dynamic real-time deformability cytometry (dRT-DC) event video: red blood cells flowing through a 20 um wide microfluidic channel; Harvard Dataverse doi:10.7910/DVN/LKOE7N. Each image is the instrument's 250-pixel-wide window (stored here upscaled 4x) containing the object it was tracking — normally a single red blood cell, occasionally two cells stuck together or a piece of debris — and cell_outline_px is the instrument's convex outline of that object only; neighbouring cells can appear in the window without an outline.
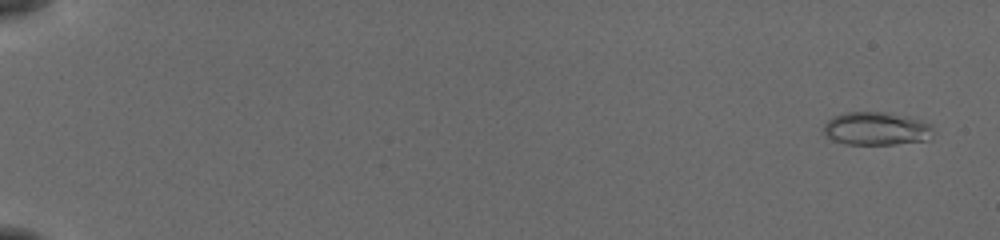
{"species": "common noctule bat (a hibernating species)", "species_latin": "Nyctalus noctula", "temperature_condition": "cold", "stored_images_in_passage": 56, "camera_frame_rate_fps": 3000, "um_per_image_px": 0.085, "animal": {"sex": "female", "body_mass_g": 19.5, "forearm_length_mm": 54.1}, "frame": {"image": 1, "passage_image": 3, "time_ms": 0.667, "image_size_px": [1000, 240], "cell_outline_px": [[932, 136], [928, 140], [896, 144], [844, 144], [832, 140], [824, 132], [824, 124], [832, 116], [848, 112], [884, 112], [908, 116], [924, 120], [932, 124]], "centroid_in_image_um": [74.52, 10.93], "position_along_channel_um": 10.5, "area_um2": 21.39}}
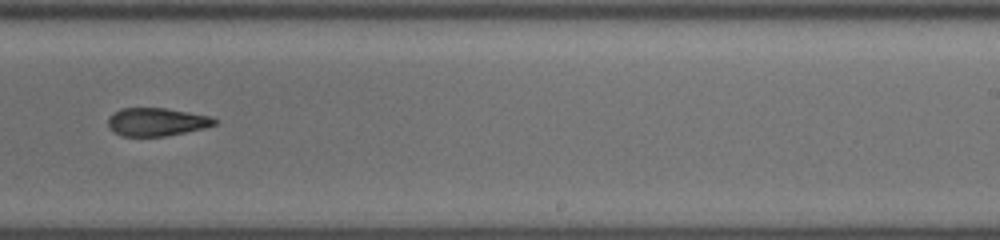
{"frame": {"image": 2, "passage_image": 38, "time_ms": 12.333, "image_size_px": [1000, 240], "cell_outline_px": [[220, 120], [216, 124], [204, 128], [164, 136], [120, 136], [108, 124], [108, 116], [120, 108], [168, 108], [212, 116]], "centroid_in_image_um": [13.36, 10.34], "position_along_channel_um": 275.6, "area_um2": 17.51}}
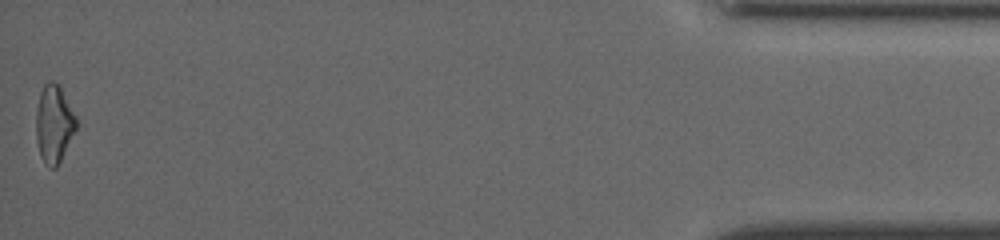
{"frame": {"image": 3, "passage_image": 56, "time_ms": 18.333, "image_size_px": [1000, 240], "cell_outline_px": [[76, 128], [56, 168], [48, 168], [44, 164], [40, 156], [36, 140], [36, 112], [40, 92], [44, 84], [48, 80], [52, 80], [60, 84], [76, 116]], "centroid_in_image_um": [4.57, 10.5], "position_along_channel_um": 430.6, "area_um2": 18.32}, "authors_computed_cell_mechanics": {"area_um2": 18.6694, "velocity_mm_per_s": 3.8715, "shape_relaxation_time_tau1_ms": 4.7893, "shape_relaxation_time_tau2_ms": 6.1106, "deformation_change_tau1": 0.1432, "deformation_change_tau2": 0.1597}}